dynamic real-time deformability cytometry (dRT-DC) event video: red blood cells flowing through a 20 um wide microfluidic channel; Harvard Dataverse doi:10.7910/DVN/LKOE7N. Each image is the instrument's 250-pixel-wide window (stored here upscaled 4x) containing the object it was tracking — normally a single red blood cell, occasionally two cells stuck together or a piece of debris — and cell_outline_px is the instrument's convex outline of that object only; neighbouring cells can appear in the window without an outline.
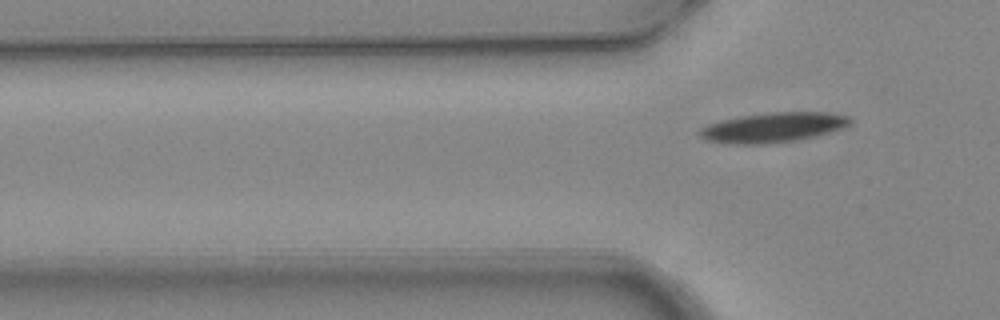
{"species": "common noctule bat (a hibernating species)", "species_latin": "Nyctalus noctula", "temperature_condition": "warm", "stored_images_in_passage": 5, "camera_frame_rate_fps": 3000, "um_per_image_px": 0.085, "animal": {"sex": "female", "body_mass_g": 24.6, "forearm_length_mm": 56.2}, "frame": {"image": 1, "passage_image": 5, "time_ms": 1.333, "image_size_px": [1000, 320], "cell_outline_px": [[852, 120], [848, 124], [840, 128], [828, 132], [812, 136], [792, 140], [768, 144], [728, 144], [704, 140], [696, 132], [700, 128], [708, 124], [720, 120], [740, 116], [768, 112], [824, 112], [848, 116]], "centroid_in_image_um": [65.6, 10.83], "position_along_channel_um": 60.2, "area_um2": 26.01}}